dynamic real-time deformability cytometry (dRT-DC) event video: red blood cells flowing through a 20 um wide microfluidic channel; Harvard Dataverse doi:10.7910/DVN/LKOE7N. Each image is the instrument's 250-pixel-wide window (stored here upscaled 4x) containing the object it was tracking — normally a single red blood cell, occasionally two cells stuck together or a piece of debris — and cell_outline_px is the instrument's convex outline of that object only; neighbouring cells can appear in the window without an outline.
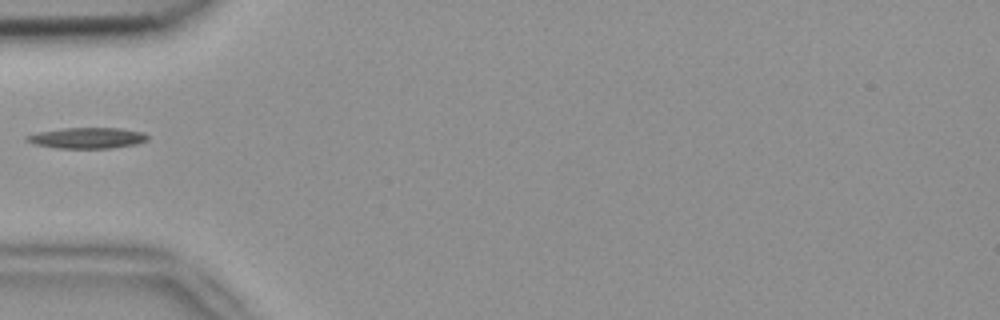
{"species": "common noctule bat (a hibernating species)", "species_latin": "Nyctalus noctula", "temperature_condition": "room temperature", "stored_images_in_passage": 3, "camera_frame_rate_fps": 3000, "um_per_image_px": 0.085, "animal": {"sex": "female", "body_mass_g": 18.4}, "frame": {"image": 1, "passage_image": 2, "time_ms": 0.333, "image_size_px": [1000, 320], "cell_outline_px": [[148, 140], [136, 144], [112, 148], [60, 148], [36, 144], [28, 140], [24, 136], [40, 132], [64, 128], [120, 128], [144, 132], [148, 136]], "centroid_in_image_um": [7.49, 11.72], "position_along_channel_um": 77.5, "area_um2": 14.51}}